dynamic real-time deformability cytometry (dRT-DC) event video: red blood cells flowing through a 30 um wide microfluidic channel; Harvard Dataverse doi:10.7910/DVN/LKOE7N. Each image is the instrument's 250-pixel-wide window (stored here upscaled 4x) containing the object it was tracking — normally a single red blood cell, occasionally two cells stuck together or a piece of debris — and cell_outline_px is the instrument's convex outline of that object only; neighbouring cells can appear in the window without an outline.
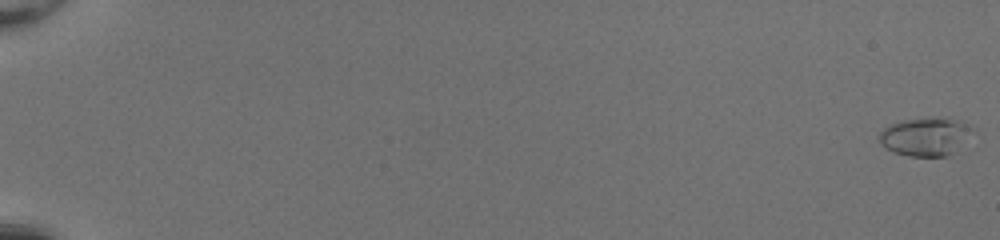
{"species": "common noctule bat (a hibernating species)", "species_latin": "Nyctalus noctula", "temperature_condition": "room temperature", "stored_images_in_passage": 54, "camera_frame_rate_fps": 3000, "um_per_image_px": 0.085, "animal": {"sex": "female", "body_mass_g": 20.0, "forearm_length_mm": 54.0}, "frame": {"image": 1, "passage_image": 1, "time_ms": 0.0, "image_size_px": [1000, 240], "cell_outline_px": [[972, 128], [956, 152], [948, 156], [908, 156], [896, 152], [880, 144], [880, 132], [884, 128], [892, 124], [904, 120], [936, 116], [948, 116]], "centroid_in_image_um": [78.65, 11.6], "position_along_channel_um": 6.4, "area_um2": 20.52}}
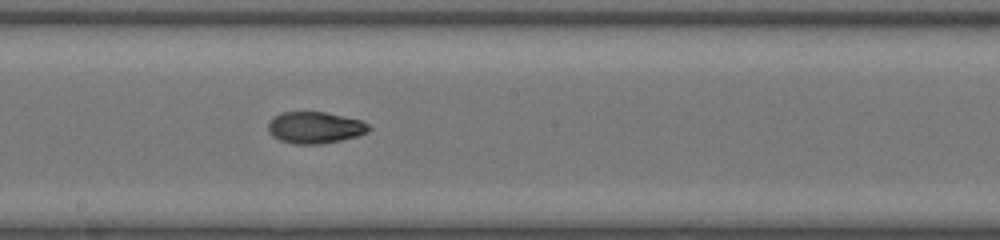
{"frame": {"image": 2, "passage_image": 33, "time_ms": 10.667, "image_size_px": [1000, 240], "cell_outline_px": [[372, 128], [368, 132], [356, 136], [340, 140], [320, 144], [292, 144], [280, 140], [272, 136], [268, 132], [268, 124], [272, 116], [280, 112], [324, 112], [360, 120], [368, 124]], "centroid_in_image_um": [26.73, 10.84], "position_along_channel_um": 221.5, "area_um2": 18.61}}
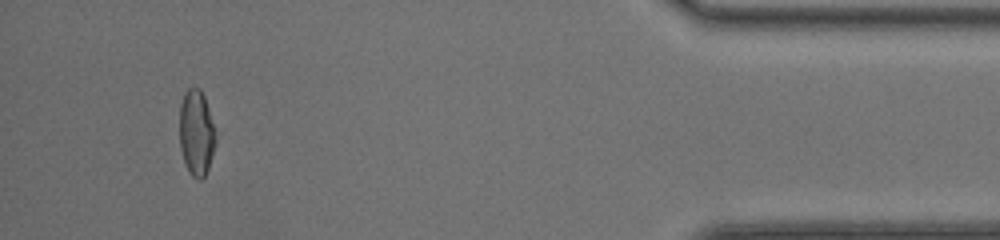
{"frame": {"image": 3, "passage_image": 51, "time_ms": 16.667, "image_size_px": [1000, 240], "cell_outline_px": [[216, 140], [208, 168], [204, 176], [200, 180], [196, 180], [188, 172], [184, 164], [180, 148], [180, 104], [184, 92], [188, 88], [200, 88], [204, 96], [216, 128]], "centroid_in_image_um": [16.69, 11.29], "position_along_channel_um": 418.5, "area_um2": 18.32}, "authors_computed_cell_mechanics": {"area_um2": 18.2937, "velocity_mm_per_s": 4.1707, "shape_relaxation_time_tau1_ms": null, "shape_relaxation_time_tau2_ms": 1.526, "deformation_change_tau1": null, "deformation_change_tau2": 0.053}}